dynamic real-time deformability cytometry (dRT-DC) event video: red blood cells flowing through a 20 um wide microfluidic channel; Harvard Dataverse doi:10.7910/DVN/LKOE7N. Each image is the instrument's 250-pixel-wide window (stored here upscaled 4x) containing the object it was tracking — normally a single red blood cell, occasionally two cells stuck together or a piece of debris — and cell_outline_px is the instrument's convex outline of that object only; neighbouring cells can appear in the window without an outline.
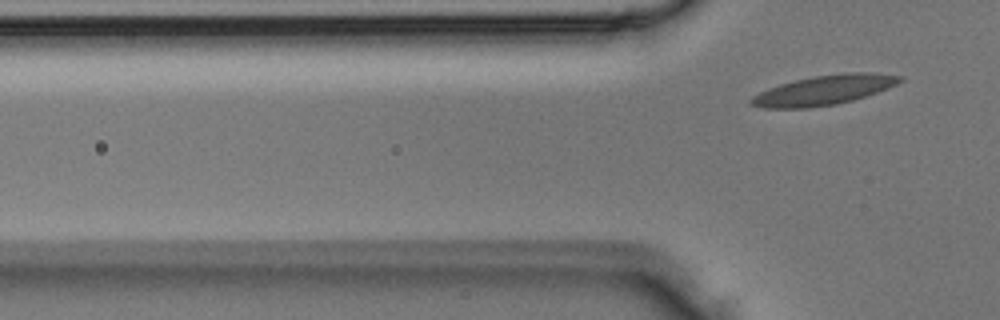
{"species": "Egyptian fruit bat (a non-hibernating species)", "species_latin": "Rousettus aegyptiacus", "temperature_condition": "room temperature", "stored_images_in_passage": 2, "camera_frame_rate_fps": 3000, "um_per_image_px": 0.085, "animal": {"sex": "male"}, "frame": {"image": 1, "passage_image": 2, "time_ms": 0.333, "image_size_px": [1000, 320], "cell_outline_px": [[904, 80], [888, 88], [852, 100], [836, 104], [808, 108], [764, 108], [748, 104], [748, 100], [752, 96], [768, 88], [780, 84], [812, 76], [844, 72], [868, 72], [904, 76]], "centroid_in_image_um": [70.01, 7.65], "position_along_channel_um": 55.8, "area_um2": 25.72}}